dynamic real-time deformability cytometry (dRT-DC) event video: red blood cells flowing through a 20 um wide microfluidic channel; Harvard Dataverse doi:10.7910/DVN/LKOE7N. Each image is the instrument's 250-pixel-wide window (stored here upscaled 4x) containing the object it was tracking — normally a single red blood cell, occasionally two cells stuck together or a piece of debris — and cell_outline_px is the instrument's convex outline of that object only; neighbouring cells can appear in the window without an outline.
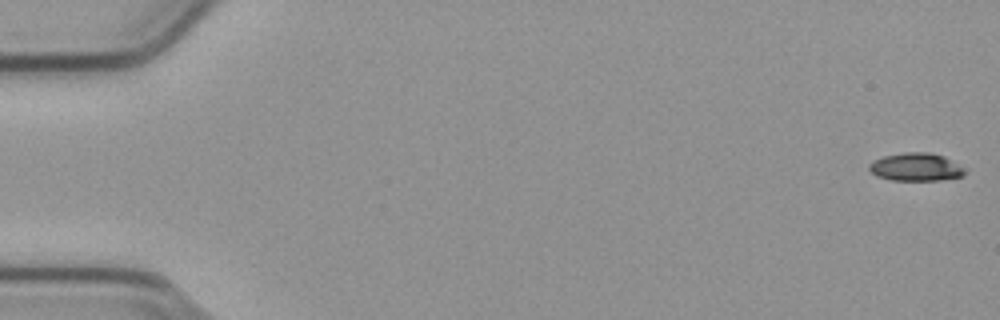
{"species": "common noctule bat (a hibernating species)", "species_latin": "Nyctalus noctula", "temperature_condition": "cold", "stored_images_in_passage": 55, "camera_frame_rate_fps": 3000, "um_per_image_px": 0.085, "animal": {"sex": "male", "body_mass_g": 23.1, "forearm_length_mm": 52.7}, "frame": {"image": 1, "passage_image": 1, "time_ms": 0.0, "image_size_px": [1000, 320], "cell_outline_px": [[968, 172], [964, 176], [940, 180], [892, 180], [876, 176], [868, 168], [868, 164], [872, 160], [884, 156], [904, 152], [928, 152], [944, 156], [968, 168]], "centroid_in_image_um": [77.91, 14.19], "position_along_channel_um": 7.1, "area_um2": 15.95}}
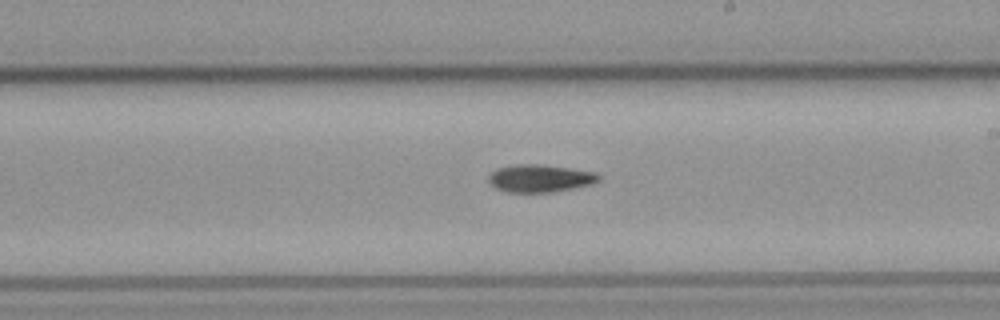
{"frame": {"image": 2, "passage_image": 32, "time_ms": 10.333, "image_size_px": [1000, 320], "cell_outline_px": [[600, 180], [592, 184], [552, 192], [508, 192], [496, 188], [488, 180], [488, 176], [496, 168], [516, 164], [540, 164], [596, 172], [600, 176]], "centroid_in_image_um": [45.89, 15.15], "position_along_channel_um": 243.1, "area_um2": 17.63}}
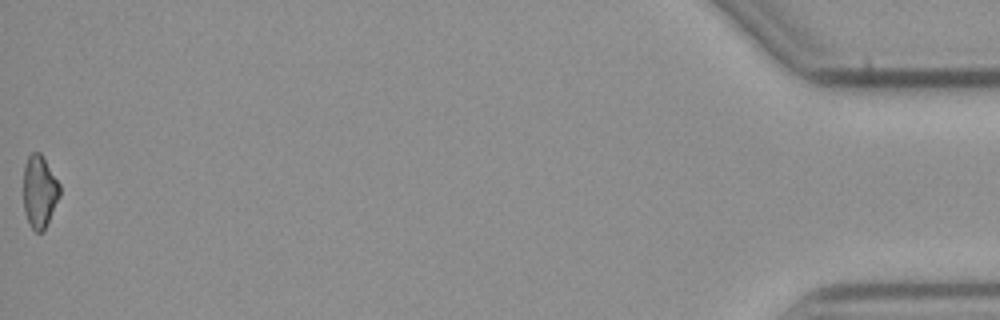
{"frame": {"image": 3, "passage_image": 55, "time_ms": 18.0, "image_size_px": [1000, 320], "cell_outline_px": [[60, 196], [44, 232], [36, 232], [32, 228], [24, 212], [24, 164], [28, 156], [32, 152], [40, 152], [60, 184]], "centroid_in_image_um": [3.36, 16.29], "position_along_channel_um": 431.8, "area_um2": 15.37}, "authors_computed_cell_mechanics": {"area_um2": 16.8198, "velocity_mm_per_s": 3.809, "shape_relaxation_time_tau1_ms": 7.7829, "shape_relaxation_time_tau2_ms": null, "deformation_change_tau1": 0.1648, "deformation_change_tau2": null}}